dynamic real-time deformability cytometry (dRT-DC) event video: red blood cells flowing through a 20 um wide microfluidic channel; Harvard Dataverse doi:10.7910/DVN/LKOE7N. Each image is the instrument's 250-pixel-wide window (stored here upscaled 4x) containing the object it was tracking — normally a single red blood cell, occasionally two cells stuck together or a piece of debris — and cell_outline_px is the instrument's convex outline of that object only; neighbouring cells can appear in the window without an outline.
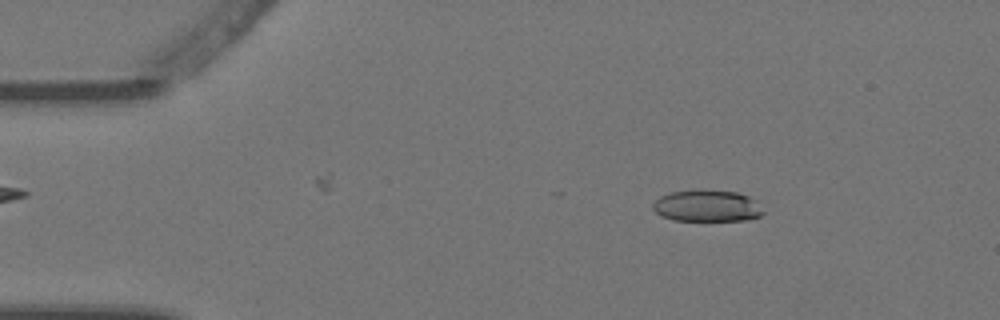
{"species": "Egyptian fruit bat (a non-hibernating species)", "species_latin": "Rousettus aegyptiacus", "temperature_condition": "warm", "stored_images_in_passage": 4, "camera_frame_rate_fps": 3000, "um_per_image_px": 0.085, "animal": {"sex": "female"}, "frame": {"image": 1, "passage_image": 2, "time_ms": 0.333, "image_size_px": [1000, 320], "cell_outline_px": [[764, 212], [760, 216], [744, 220], [672, 220], [660, 216], [652, 208], [652, 204], [660, 196], [672, 192], [736, 192], [748, 196], [756, 200]], "centroid_in_image_um": [60.09, 17.54], "position_along_channel_um": 24.9, "area_um2": 19.65}}